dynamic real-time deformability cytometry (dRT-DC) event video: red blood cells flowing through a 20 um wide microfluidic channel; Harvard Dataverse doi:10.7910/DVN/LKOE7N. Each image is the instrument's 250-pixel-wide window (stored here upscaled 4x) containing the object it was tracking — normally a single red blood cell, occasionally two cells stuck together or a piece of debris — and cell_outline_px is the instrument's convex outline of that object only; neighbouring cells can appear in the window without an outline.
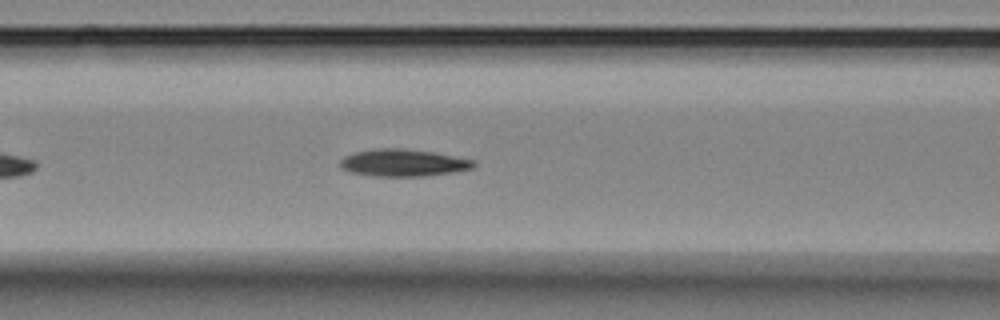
{"species": "Egyptian fruit bat (a non-hibernating species)", "species_latin": "Rousettus aegyptiacus", "temperature_condition": "room temperature", "stored_images_in_passage": 19, "camera_frame_rate_fps": 3000, "um_per_image_px": 0.085, "animal": {"sex": "female"}, "frame": {"image": 1, "passage_image": 11, "time_ms": 3.333, "image_size_px": [1000, 320], "cell_outline_px": [[476, 164], [472, 168], [452, 172], [428, 176], [376, 176], [348, 172], [340, 168], [340, 160], [344, 156], [356, 152], [376, 148], [404, 148], [432, 152], [476, 160]], "centroid_in_image_um": [34.26, 13.84], "position_along_channel_um": 132.3, "area_um2": 21.21}}
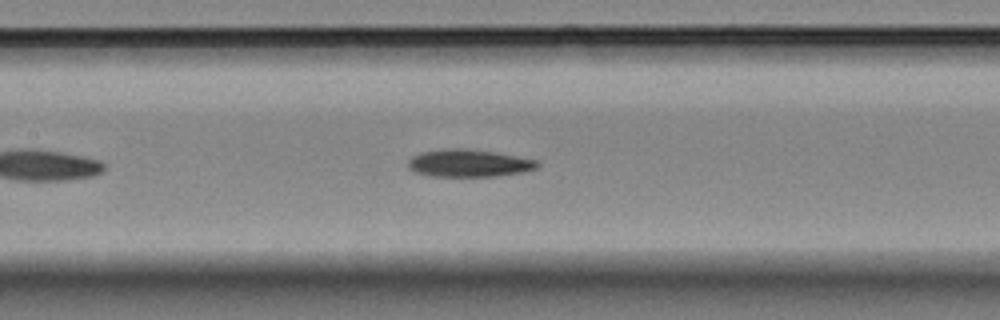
{"frame": {"image": 2, "passage_image": 14, "time_ms": 4.333, "image_size_px": [1000, 320], "cell_outline_px": [[540, 164], [536, 168], [524, 172], [496, 176], [432, 176], [416, 172], [408, 168], [408, 160], [412, 156], [420, 152], [440, 148], [460, 148], [496, 152], [536, 160]], "centroid_in_image_um": [39.82, 13.86], "position_along_channel_um": 167.6, "area_um2": 20.75}}